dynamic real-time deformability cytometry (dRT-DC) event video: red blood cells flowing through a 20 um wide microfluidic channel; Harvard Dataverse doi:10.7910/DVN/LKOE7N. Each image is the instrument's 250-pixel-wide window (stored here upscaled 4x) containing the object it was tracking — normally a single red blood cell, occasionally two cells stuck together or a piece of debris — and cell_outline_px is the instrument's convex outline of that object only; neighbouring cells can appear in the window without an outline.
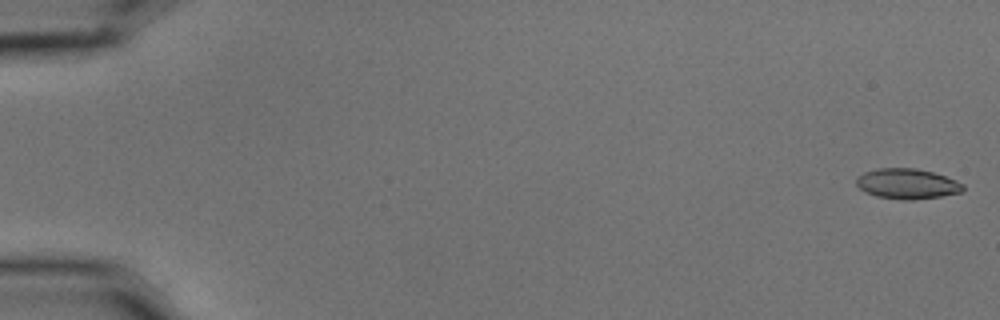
{"species": "common noctule bat (a hibernating species)", "species_latin": "Nyctalus noctula", "temperature_condition": "cold", "stored_images_in_passage": 56, "camera_frame_rate_fps": 3000, "um_per_image_px": 0.085, "animal": {"sex": "male", "body_mass_g": 15.6}, "frame": {"image": 1, "passage_image": 1, "time_ms": 0.0, "image_size_px": [1000, 320], "cell_outline_px": [[964, 192], [940, 196], [912, 200], [900, 200], [876, 196], [864, 192], [856, 184], [856, 176], [864, 172], [876, 168], [916, 168], [932, 172], [956, 180], [964, 184]], "centroid_in_image_um": [77.09, 15.62], "position_along_channel_um": 7.9, "area_um2": 19.02}}
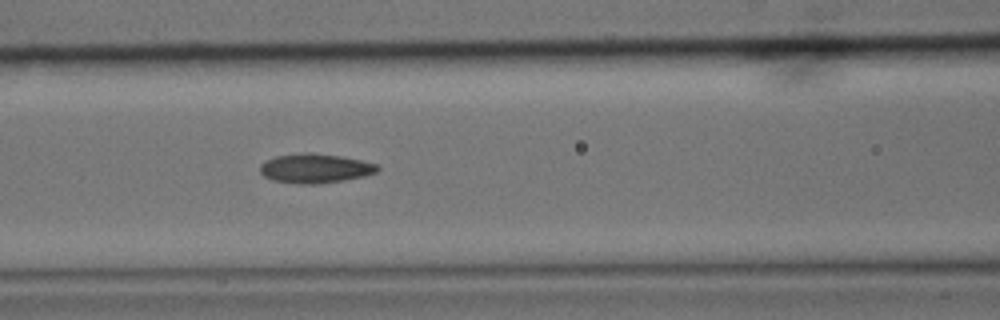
{"frame": {"image": 2, "passage_image": 25, "time_ms": 8.0, "image_size_px": [1000, 320], "cell_outline_px": [[380, 168], [376, 172], [364, 176], [344, 180], [316, 184], [304, 184], [272, 180], [264, 176], [260, 172], [260, 164], [264, 160], [276, 156], [304, 152], [308, 152], [340, 156], [360, 160], [376, 164]], "centroid_in_image_um": [26.75, 14.3], "position_along_channel_um": 139.8, "area_um2": 20.0}}
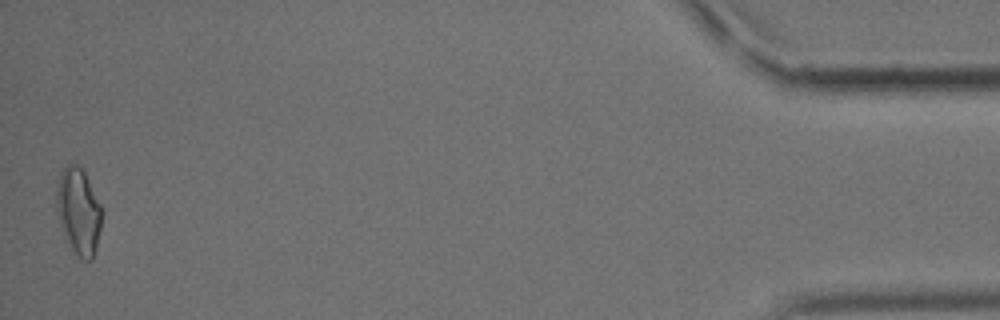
{"frame": {"image": 3, "passage_image": 56, "time_ms": 18.333, "image_size_px": [1000, 320], "cell_outline_px": [[104, 212], [96, 248], [92, 260], [84, 260], [72, 248], [64, 236], [60, 224], [56, 208], [56, 180], [60, 172], [68, 164], [76, 164], [84, 172]], "centroid_in_image_um": [6.67, 17.94], "position_along_channel_um": 428.5, "area_um2": 22.83}, "authors_computed_cell_mechanics": {"area_um2": 19.1896, "velocity_mm_per_s": 3.596, "shape_relaxation_time_tau1_ms": null, "shape_relaxation_time_tau2_ms": 2.7495, "deformation_change_tau1": null, "deformation_change_tau2": 0.1055}}